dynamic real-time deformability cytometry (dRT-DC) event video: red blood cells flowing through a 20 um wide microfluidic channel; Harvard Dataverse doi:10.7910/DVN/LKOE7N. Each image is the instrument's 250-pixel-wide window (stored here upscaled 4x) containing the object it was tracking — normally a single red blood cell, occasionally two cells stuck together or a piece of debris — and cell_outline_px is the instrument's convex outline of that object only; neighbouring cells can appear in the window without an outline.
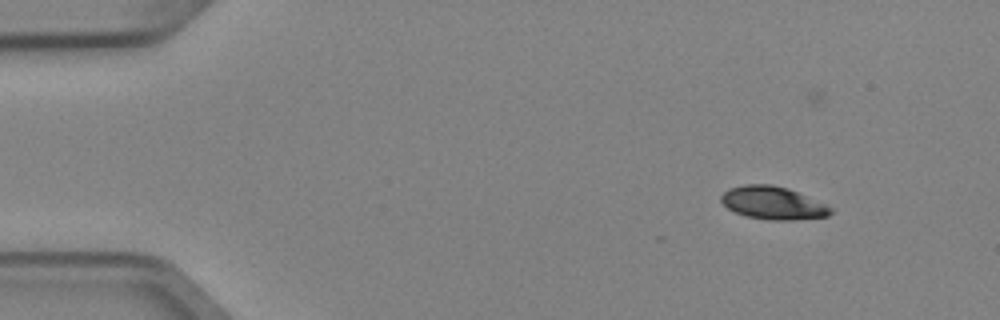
{"species": "Egyptian fruit bat (a non-hibernating species)", "species_latin": "Rousettus aegyptiacus", "temperature_condition": "cold", "stored_images_in_passage": 4, "camera_frame_rate_fps": 3000, "um_per_image_px": 0.085, "animal": {"sex": "female"}, "frame": {"image": 1, "passage_image": 1, "time_ms": 0.0, "image_size_px": [1000, 320], "cell_outline_px": [[832, 212], [828, 216], [792, 220], [768, 220], [744, 216], [728, 208], [720, 200], [720, 196], [728, 188], [744, 184], [772, 184], [788, 188], [824, 204], [832, 208]], "centroid_in_image_um": [65.66, 17.25], "position_along_channel_um": 19.3, "area_um2": 20.92}}
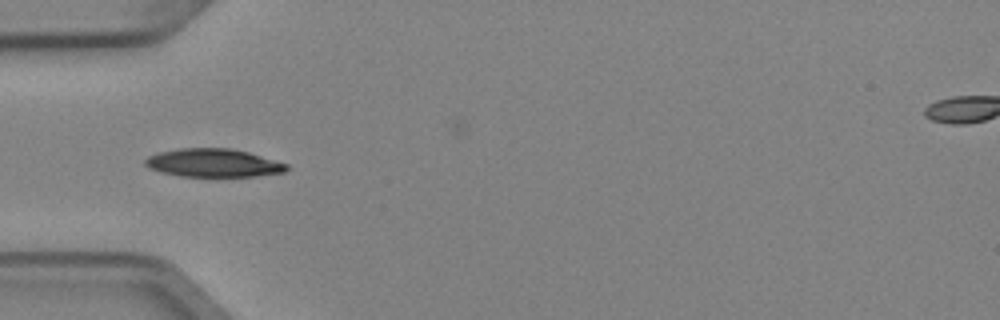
{"frame": {"image": 2, "passage_image": 4, "time_ms": 1.0, "image_size_px": [1000, 320], "cell_outline_px": [[288, 168], [284, 172], [256, 176], [180, 176], [160, 172], [148, 168], [144, 164], [144, 160], [148, 156], [156, 152], [180, 148], [228, 148], [248, 152], [288, 164]], "centroid_in_image_um": [18.08, 13.84], "position_along_channel_um": 66.9, "area_um2": 23.29}}